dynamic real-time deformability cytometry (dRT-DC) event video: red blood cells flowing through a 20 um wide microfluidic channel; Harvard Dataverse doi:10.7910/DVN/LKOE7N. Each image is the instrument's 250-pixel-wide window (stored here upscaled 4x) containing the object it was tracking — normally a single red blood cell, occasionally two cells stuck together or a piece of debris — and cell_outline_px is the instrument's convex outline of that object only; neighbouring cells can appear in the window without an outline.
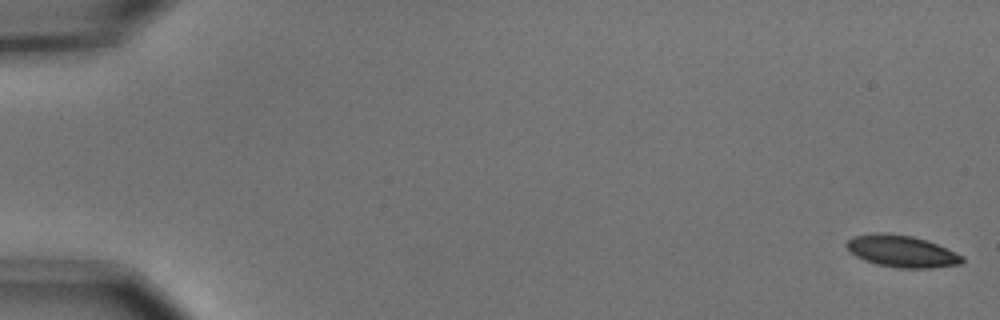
{"species": "common noctule bat (a hibernating species)", "species_latin": "Nyctalus noctula", "temperature_condition": "cold", "stored_images_in_passage": 6, "camera_frame_rate_fps": 3000, "um_per_image_px": 0.085, "animal": {"sex": "male", "body_mass_g": 15.6}, "frame": {"image": 1, "passage_image": 1, "time_ms": 0.0, "image_size_px": [1000, 320], "cell_outline_px": [[964, 260], [960, 264], [932, 268], [900, 268], [876, 264], [864, 260], [856, 256], [844, 244], [852, 236], [876, 232], [884, 232], [912, 236], [936, 244], [964, 256]], "centroid_in_image_um": [76.62, 21.35], "position_along_channel_um": 8.4, "area_um2": 21.39}}
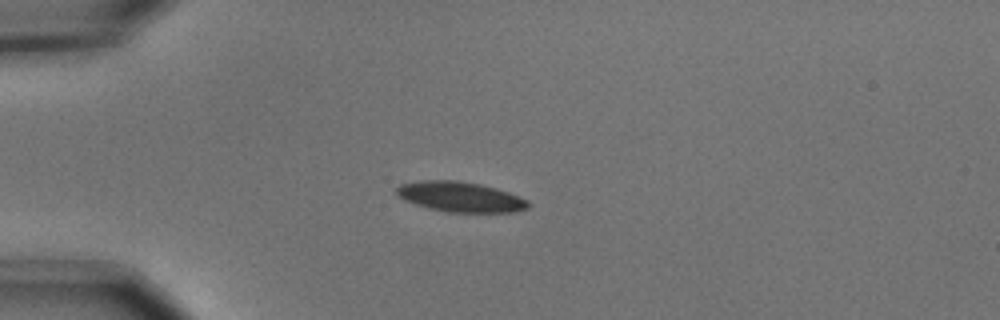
{"frame": {"image": 2, "passage_image": 5, "time_ms": 1.333, "image_size_px": [1000, 320], "cell_outline_px": [[528, 208], [512, 212], [448, 212], [428, 208], [404, 200], [396, 192], [396, 188], [400, 184], [420, 180], [456, 180], [480, 184], [496, 188], [508, 192], [528, 200]], "centroid_in_image_um": [39.11, 16.72], "position_along_channel_um": 45.9, "area_um2": 23.0}}